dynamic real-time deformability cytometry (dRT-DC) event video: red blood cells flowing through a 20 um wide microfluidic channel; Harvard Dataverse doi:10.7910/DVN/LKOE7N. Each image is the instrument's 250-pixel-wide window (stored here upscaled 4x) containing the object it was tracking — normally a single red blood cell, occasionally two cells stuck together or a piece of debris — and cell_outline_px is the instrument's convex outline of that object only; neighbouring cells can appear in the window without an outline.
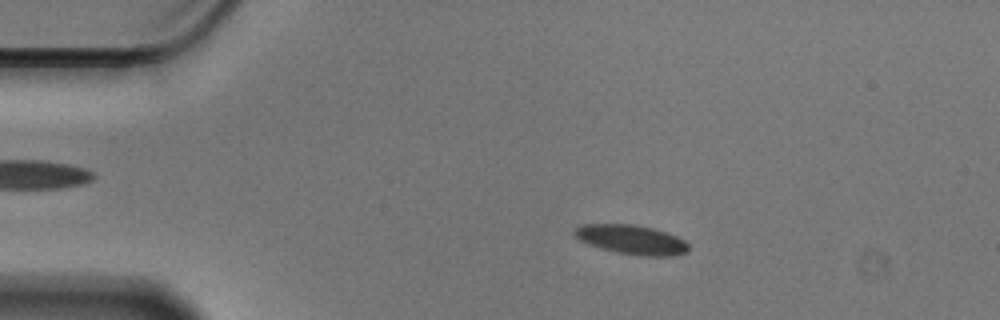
{"species": "Egyptian fruit bat (a non-hibernating species)", "species_latin": "Rousettus aegyptiacus", "temperature_condition": "cold", "stored_images_in_passage": 56, "camera_frame_rate_fps": 3000, "um_per_image_px": 0.085, "animal": {"sex": "male"}, "frame": {"image": 1, "passage_image": 10, "time_ms": 3.0, "image_size_px": [1000, 320], "cell_outline_px": [[688, 252], [672, 256], [644, 256], [620, 252], [604, 248], [580, 240], [572, 232], [580, 224], [636, 224], [652, 228], [676, 236], [684, 240], [688, 244]], "centroid_in_image_um": [53.71, 20.35], "position_along_channel_um": 31.3, "area_um2": 19.13}}
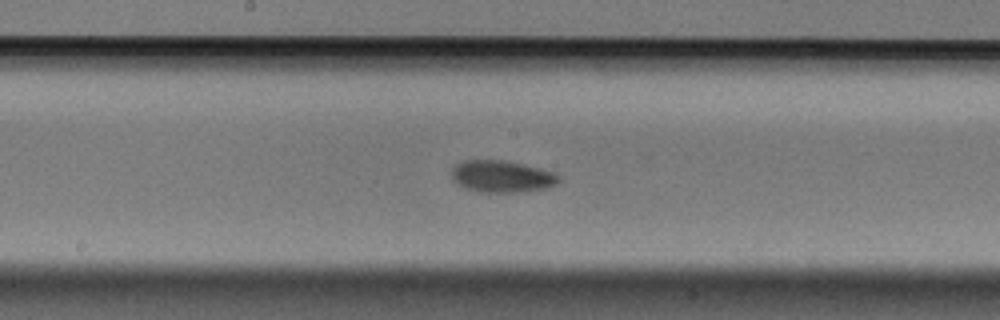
{"frame": {"image": 2, "passage_image": 29, "time_ms": 9.333, "image_size_px": [1000, 320], "cell_outline_px": [[560, 180], [556, 184], [548, 188], [516, 192], [480, 192], [456, 184], [452, 180], [452, 168], [456, 164], [464, 160], [504, 160], [524, 164], [556, 172], [560, 176]], "centroid_in_image_um": [42.67, 14.99], "position_along_channel_um": 205.5, "area_um2": 20.06}}
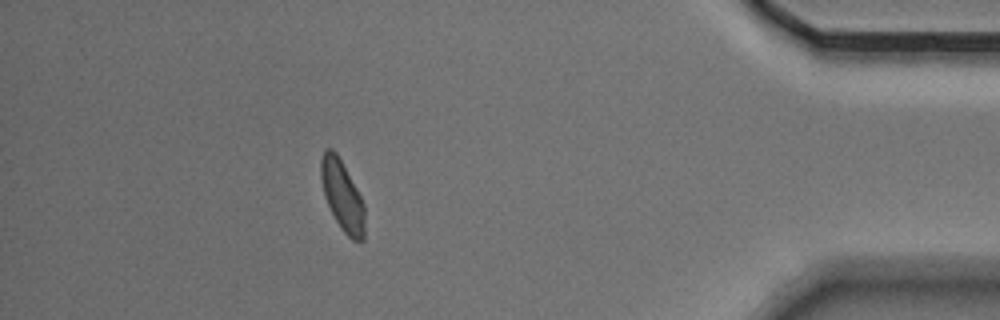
{"frame": {"image": 3, "passage_image": 50, "time_ms": 16.333, "image_size_px": [1000, 320], "cell_outline_px": [[364, 240], [360, 244], [352, 240], [340, 228], [324, 196], [320, 176], [320, 160], [324, 148], [332, 148], [336, 152], [356, 188], [364, 204]], "centroid_in_image_um": [29.08, 16.64], "position_along_channel_um": 406.1, "area_um2": 17.92}, "authors_computed_cell_mechanics": {"area_um2": 18.8717, "velocity_mm_per_s": 3.5321, "shape_relaxation_time_tau1_ms": 4.4566, "shape_relaxation_time_tau2_ms": 2.9791, "deformation_change_tau1": 0.1071, "deformation_change_tau2": 0.0548}}